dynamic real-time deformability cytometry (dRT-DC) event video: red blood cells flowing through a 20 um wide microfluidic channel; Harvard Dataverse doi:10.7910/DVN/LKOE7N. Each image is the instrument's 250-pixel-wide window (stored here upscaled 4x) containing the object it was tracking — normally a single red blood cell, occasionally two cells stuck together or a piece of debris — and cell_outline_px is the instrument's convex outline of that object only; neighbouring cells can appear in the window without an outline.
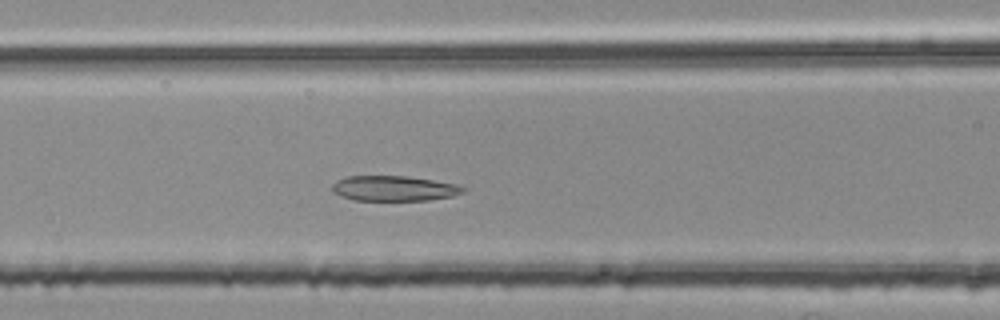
{"species": "common noctule bat (a hibernating species)", "species_latin": "Nyctalus noctula", "temperature_condition": "room temperature", "stored_images_in_passage": 43, "camera_frame_rate_fps": 3000, "um_per_image_px": 0.085, "animal": {"sex": "female", "body_mass_g": 25.1}, "frame": {"image": 1, "passage_image": 15, "time_ms": 4.667, "image_size_px": [1000, 320], "cell_outline_px": [[468, 188], [464, 192], [452, 196], [428, 200], [356, 200], [340, 196], [332, 192], [332, 184], [336, 180], [348, 176], [408, 176], [456, 184]], "centroid_in_image_um": [33.48, 16.01], "position_along_channel_um": 133.1, "area_um2": 19.25}}
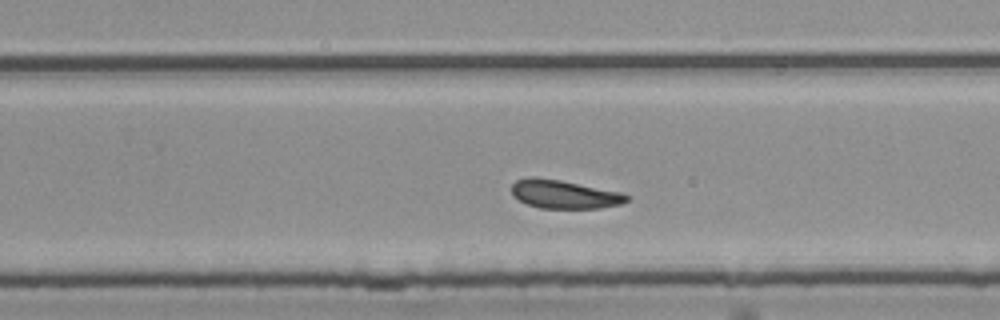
{"frame": {"image": 2, "passage_image": 27, "time_ms": 8.667, "image_size_px": [1000, 320], "cell_outline_px": [[628, 200], [620, 204], [600, 208], [540, 208], [528, 204], [512, 196], [512, 184], [516, 180], [528, 176], [536, 176], [560, 180], [620, 192], [628, 196]], "centroid_in_image_um": [47.91, 16.5], "position_along_channel_um": 281.9, "area_um2": 19.02}}
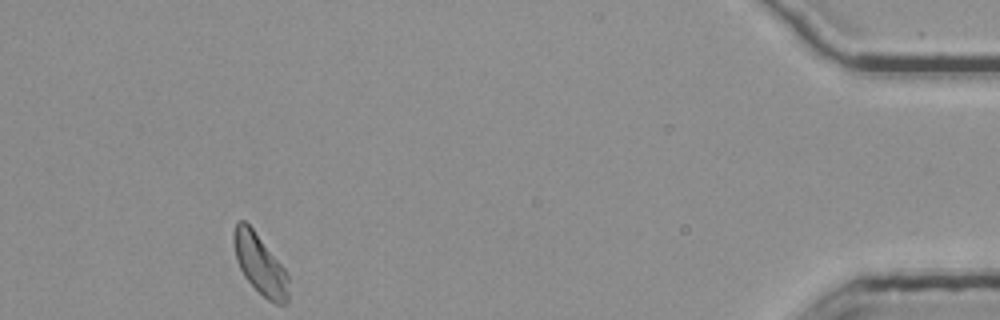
{"frame": {"image": 3, "passage_image": 43, "time_ms": 14.0, "image_size_px": [1000, 320], "cell_outline_px": [[288, 300], [284, 304], [276, 304], [268, 300], [244, 276], [236, 260], [232, 240], [232, 232], [236, 224], [240, 220], [244, 220], [252, 228], [284, 268], [288, 276]], "centroid_in_image_um": [22.07, 22.45], "position_along_channel_um": 413.1, "area_um2": 18.9}, "authors_computed_cell_mechanics": {"area_um2": 19.5942, "velocity_mm_per_s": 3.7367, "shape_relaxation_time_tau1_ms": null, "shape_relaxation_time_tau2_ms": 3.6676, "deformation_change_tau1": null, "deformation_change_tau2": 0.1086}}